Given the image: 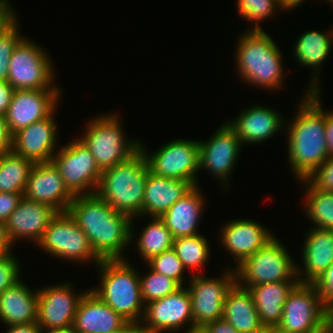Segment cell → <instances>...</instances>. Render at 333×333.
<instances>
[{
    "instance_id": "obj_46",
    "label": "cell",
    "mask_w": 333,
    "mask_h": 333,
    "mask_svg": "<svg viewBox=\"0 0 333 333\" xmlns=\"http://www.w3.org/2000/svg\"><path fill=\"white\" fill-rule=\"evenodd\" d=\"M15 242L10 234L9 228L5 221H0V247L6 253H13L12 247H14ZM12 251V252H11Z\"/></svg>"
},
{
    "instance_id": "obj_28",
    "label": "cell",
    "mask_w": 333,
    "mask_h": 333,
    "mask_svg": "<svg viewBox=\"0 0 333 333\" xmlns=\"http://www.w3.org/2000/svg\"><path fill=\"white\" fill-rule=\"evenodd\" d=\"M29 288L20 279L0 294V320L5 326L37 322L38 293Z\"/></svg>"
},
{
    "instance_id": "obj_56",
    "label": "cell",
    "mask_w": 333,
    "mask_h": 333,
    "mask_svg": "<svg viewBox=\"0 0 333 333\" xmlns=\"http://www.w3.org/2000/svg\"><path fill=\"white\" fill-rule=\"evenodd\" d=\"M327 230L331 233V235L333 236V224L330 225Z\"/></svg>"
},
{
    "instance_id": "obj_25",
    "label": "cell",
    "mask_w": 333,
    "mask_h": 333,
    "mask_svg": "<svg viewBox=\"0 0 333 333\" xmlns=\"http://www.w3.org/2000/svg\"><path fill=\"white\" fill-rule=\"evenodd\" d=\"M195 186L184 179H169L148 171L145 182L143 217H161Z\"/></svg>"
},
{
    "instance_id": "obj_41",
    "label": "cell",
    "mask_w": 333,
    "mask_h": 333,
    "mask_svg": "<svg viewBox=\"0 0 333 333\" xmlns=\"http://www.w3.org/2000/svg\"><path fill=\"white\" fill-rule=\"evenodd\" d=\"M314 285L324 305L333 300V264L321 275Z\"/></svg>"
},
{
    "instance_id": "obj_49",
    "label": "cell",
    "mask_w": 333,
    "mask_h": 333,
    "mask_svg": "<svg viewBox=\"0 0 333 333\" xmlns=\"http://www.w3.org/2000/svg\"><path fill=\"white\" fill-rule=\"evenodd\" d=\"M8 0H0V30L16 14Z\"/></svg>"
},
{
    "instance_id": "obj_12",
    "label": "cell",
    "mask_w": 333,
    "mask_h": 333,
    "mask_svg": "<svg viewBox=\"0 0 333 333\" xmlns=\"http://www.w3.org/2000/svg\"><path fill=\"white\" fill-rule=\"evenodd\" d=\"M324 312L316 286L298 283L284 303L278 326L289 333H324Z\"/></svg>"
},
{
    "instance_id": "obj_5",
    "label": "cell",
    "mask_w": 333,
    "mask_h": 333,
    "mask_svg": "<svg viewBox=\"0 0 333 333\" xmlns=\"http://www.w3.org/2000/svg\"><path fill=\"white\" fill-rule=\"evenodd\" d=\"M96 268L101 281L90 290L126 321L140 324L145 304L137 268L127 259L101 260Z\"/></svg>"
},
{
    "instance_id": "obj_40",
    "label": "cell",
    "mask_w": 333,
    "mask_h": 333,
    "mask_svg": "<svg viewBox=\"0 0 333 333\" xmlns=\"http://www.w3.org/2000/svg\"><path fill=\"white\" fill-rule=\"evenodd\" d=\"M308 180L322 191L333 192V156H329Z\"/></svg>"
},
{
    "instance_id": "obj_31",
    "label": "cell",
    "mask_w": 333,
    "mask_h": 333,
    "mask_svg": "<svg viewBox=\"0 0 333 333\" xmlns=\"http://www.w3.org/2000/svg\"><path fill=\"white\" fill-rule=\"evenodd\" d=\"M33 165L12 151L0 155V192L24 194Z\"/></svg>"
},
{
    "instance_id": "obj_37",
    "label": "cell",
    "mask_w": 333,
    "mask_h": 333,
    "mask_svg": "<svg viewBox=\"0 0 333 333\" xmlns=\"http://www.w3.org/2000/svg\"><path fill=\"white\" fill-rule=\"evenodd\" d=\"M236 6L242 19L254 22L248 30H264L259 25L260 22L277 14L275 11L280 12L278 0H237Z\"/></svg>"
},
{
    "instance_id": "obj_15",
    "label": "cell",
    "mask_w": 333,
    "mask_h": 333,
    "mask_svg": "<svg viewBox=\"0 0 333 333\" xmlns=\"http://www.w3.org/2000/svg\"><path fill=\"white\" fill-rule=\"evenodd\" d=\"M144 333H174L194 326L191 296L186 286L145 305L140 323Z\"/></svg>"
},
{
    "instance_id": "obj_38",
    "label": "cell",
    "mask_w": 333,
    "mask_h": 333,
    "mask_svg": "<svg viewBox=\"0 0 333 333\" xmlns=\"http://www.w3.org/2000/svg\"><path fill=\"white\" fill-rule=\"evenodd\" d=\"M148 266L157 273L163 274L176 281L180 286H185V271L181 260L178 258L173 248L161 254L153 256L146 262Z\"/></svg>"
},
{
    "instance_id": "obj_27",
    "label": "cell",
    "mask_w": 333,
    "mask_h": 333,
    "mask_svg": "<svg viewBox=\"0 0 333 333\" xmlns=\"http://www.w3.org/2000/svg\"><path fill=\"white\" fill-rule=\"evenodd\" d=\"M205 201L203 192L195 186L160 217L174 238L200 234L198 224L201 222Z\"/></svg>"
},
{
    "instance_id": "obj_35",
    "label": "cell",
    "mask_w": 333,
    "mask_h": 333,
    "mask_svg": "<svg viewBox=\"0 0 333 333\" xmlns=\"http://www.w3.org/2000/svg\"><path fill=\"white\" fill-rule=\"evenodd\" d=\"M148 269L150 271L145 275L139 272L140 291L145 305L161 299L181 287L173 279L155 272L150 267Z\"/></svg>"
},
{
    "instance_id": "obj_8",
    "label": "cell",
    "mask_w": 333,
    "mask_h": 333,
    "mask_svg": "<svg viewBox=\"0 0 333 333\" xmlns=\"http://www.w3.org/2000/svg\"><path fill=\"white\" fill-rule=\"evenodd\" d=\"M49 56L39 44L25 37L11 55L7 81L15 90L61 89L54 83L56 71Z\"/></svg>"
},
{
    "instance_id": "obj_52",
    "label": "cell",
    "mask_w": 333,
    "mask_h": 333,
    "mask_svg": "<svg viewBox=\"0 0 333 333\" xmlns=\"http://www.w3.org/2000/svg\"><path fill=\"white\" fill-rule=\"evenodd\" d=\"M116 333H144L140 324L128 323L122 330Z\"/></svg>"
},
{
    "instance_id": "obj_21",
    "label": "cell",
    "mask_w": 333,
    "mask_h": 333,
    "mask_svg": "<svg viewBox=\"0 0 333 333\" xmlns=\"http://www.w3.org/2000/svg\"><path fill=\"white\" fill-rule=\"evenodd\" d=\"M282 118L274 108L254 104L227 122L235 130L243 145L247 143L252 145L271 139L280 130L284 131L282 129L286 121Z\"/></svg>"
},
{
    "instance_id": "obj_14",
    "label": "cell",
    "mask_w": 333,
    "mask_h": 333,
    "mask_svg": "<svg viewBox=\"0 0 333 333\" xmlns=\"http://www.w3.org/2000/svg\"><path fill=\"white\" fill-rule=\"evenodd\" d=\"M243 144L235 130L224 122L208 140H199V170L208 171L229 189L228 181L239 159ZM230 176V177H229ZM228 185V186H227Z\"/></svg>"
},
{
    "instance_id": "obj_29",
    "label": "cell",
    "mask_w": 333,
    "mask_h": 333,
    "mask_svg": "<svg viewBox=\"0 0 333 333\" xmlns=\"http://www.w3.org/2000/svg\"><path fill=\"white\" fill-rule=\"evenodd\" d=\"M222 318L239 333H262L264 329L252 295L237 283L227 293Z\"/></svg>"
},
{
    "instance_id": "obj_20",
    "label": "cell",
    "mask_w": 333,
    "mask_h": 333,
    "mask_svg": "<svg viewBox=\"0 0 333 333\" xmlns=\"http://www.w3.org/2000/svg\"><path fill=\"white\" fill-rule=\"evenodd\" d=\"M55 114L53 112L13 134L11 151L33 163L50 162L58 143Z\"/></svg>"
},
{
    "instance_id": "obj_55",
    "label": "cell",
    "mask_w": 333,
    "mask_h": 333,
    "mask_svg": "<svg viewBox=\"0 0 333 333\" xmlns=\"http://www.w3.org/2000/svg\"><path fill=\"white\" fill-rule=\"evenodd\" d=\"M47 333H78L72 326L64 329H57Z\"/></svg>"
},
{
    "instance_id": "obj_1",
    "label": "cell",
    "mask_w": 333,
    "mask_h": 333,
    "mask_svg": "<svg viewBox=\"0 0 333 333\" xmlns=\"http://www.w3.org/2000/svg\"><path fill=\"white\" fill-rule=\"evenodd\" d=\"M68 212L101 260L125 259L124 250L135 237L133 219L116 212L96 193L75 195Z\"/></svg>"
},
{
    "instance_id": "obj_48",
    "label": "cell",
    "mask_w": 333,
    "mask_h": 333,
    "mask_svg": "<svg viewBox=\"0 0 333 333\" xmlns=\"http://www.w3.org/2000/svg\"><path fill=\"white\" fill-rule=\"evenodd\" d=\"M325 139L328 155L333 156V111H326Z\"/></svg>"
},
{
    "instance_id": "obj_10",
    "label": "cell",
    "mask_w": 333,
    "mask_h": 333,
    "mask_svg": "<svg viewBox=\"0 0 333 333\" xmlns=\"http://www.w3.org/2000/svg\"><path fill=\"white\" fill-rule=\"evenodd\" d=\"M142 144L143 141L140 142V150L147 160L150 172L169 179H184L194 186L199 185V141L173 139L161 145L154 153L149 152L147 146Z\"/></svg>"
},
{
    "instance_id": "obj_54",
    "label": "cell",
    "mask_w": 333,
    "mask_h": 333,
    "mask_svg": "<svg viewBox=\"0 0 333 333\" xmlns=\"http://www.w3.org/2000/svg\"><path fill=\"white\" fill-rule=\"evenodd\" d=\"M184 333H207L204 326H192L187 327V331Z\"/></svg>"
},
{
    "instance_id": "obj_43",
    "label": "cell",
    "mask_w": 333,
    "mask_h": 333,
    "mask_svg": "<svg viewBox=\"0 0 333 333\" xmlns=\"http://www.w3.org/2000/svg\"><path fill=\"white\" fill-rule=\"evenodd\" d=\"M12 136L5 115L0 114V155L11 152Z\"/></svg>"
},
{
    "instance_id": "obj_13",
    "label": "cell",
    "mask_w": 333,
    "mask_h": 333,
    "mask_svg": "<svg viewBox=\"0 0 333 333\" xmlns=\"http://www.w3.org/2000/svg\"><path fill=\"white\" fill-rule=\"evenodd\" d=\"M218 278L203 273L190 275L187 287L191 296L194 326H205L223 316V304L228 291L236 283L235 269L229 268Z\"/></svg>"
},
{
    "instance_id": "obj_26",
    "label": "cell",
    "mask_w": 333,
    "mask_h": 333,
    "mask_svg": "<svg viewBox=\"0 0 333 333\" xmlns=\"http://www.w3.org/2000/svg\"><path fill=\"white\" fill-rule=\"evenodd\" d=\"M329 33L318 30L307 29L297 41L294 43L293 58L296 59L300 66L312 68L313 74L311 81L305 92H320V69L321 65L327 61V58L332 50L333 29Z\"/></svg>"
},
{
    "instance_id": "obj_23",
    "label": "cell",
    "mask_w": 333,
    "mask_h": 333,
    "mask_svg": "<svg viewBox=\"0 0 333 333\" xmlns=\"http://www.w3.org/2000/svg\"><path fill=\"white\" fill-rule=\"evenodd\" d=\"M303 243V266L297 265V277L299 283L314 284L333 264V236L325 228L313 227L308 230Z\"/></svg>"
},
{
    "instance_id": "obj_24",
    "label": "cell",
    "mask_w": 333,
    "mask_h": 333,
    "mask_svg": "<svg viewBox=\"0 0 333 333\" xmlns=\"http://www.w3.org/2000/svg\"><path fill=\"white\" fill-rule=\"evenodd\" d=\"M56 213L44 203L23 197L6 221L14 242L29 239L37 245Z\"/></svg>"
},
{
    "instance_id": "obj_33",
    "label": "cell",
    "mask_w": 333,
    "mask_h": 333,
    "mask_svg": "<svg viewBox=\"0 0 333 333\" xmlns=\"http://www.w3.org/2000/svg\"><path fill=\"white\" fill-rule=\"evenodd\" d=\"M153 220L142 229L136 239L137 251L145 262L153 256L173 248L174 237L160 217H152Z\"/></svg>"
},
{
    "instance_id": "obj_58",
    "label": "cell",
    "mask_w": 333,
    "mask_h": 333,
    "mask_svg": "<svg viewBox=\"0 0 333 333\" xmlns=\"http://www.w3.org/2000/svg\"><path fill=\"white\" fill-rule=\"evenodd\" d=\"M325 1L329 2V4H330V2L333 4V0H325Z\"/></svg>"
},
{
    "instance_id": "obj_17",
    "label": "cell",
    "mask_w": 333,
    "mask_h": 333,
    "mask_svg": "<svg viewBox=\"0 0 333 333\" xmlns=\"http://www.w3.org/2000/svg\"><path fill=\"white\" fill-rule=\"evenodd\" d=\"M60 94V89L15 90L5 114L10 133L13 135L57 111Z\"/></svg>"
},
{
    "instance_id": "obj_19",
    "label": "cell",
    "mask_w": 333,
    "mask_h": 333,
    "mask_svg": "<svg viewBox=\"0 0 333 333\" xmlns=\"http://www.w3.org/2000/svg\"><path fill=\"white\" fill-rule=\"evenodd\" d=\"M219 231V243L231 253L236 267L256 251L263 248L273 237L272 231L258 221L251 219L229 220Z\"/></svg>"
},
{
    "instance_id": "obj_16",
    "label": "cell",
    "mask_w": 333,
    "mask_h": 333,
    "mask_svg": "<svg viewBox=\"0 0 333 333\" xmlns=\"http://www.w3.org/2000/svg\"><path fill=\"white\" fill-rule=\"evenodd\" d=\"M69 282L38 288L37 323L43 333L73 325L77 307L88 291L76 293Z\"/></svg>"
},
{
    "instance_id": "obj_32",
    "label": "cell",
    "mask_w": 333,
    "mask_h": 333,
    "mask_svg": "<svg viewBox=\"0 0 333 333\" xmlns=\"http://www.w3.org/2000/svg\"><path fill=\"white\" fill-rule=\"evenodd\" d=\"M300 184L306 190L303 198L305 217L313 223V227L327 229L333 224V192L316 188L308 179L300 180Z\"/></svg>"
},
{
    "instance_id": "obj_2",
    "label": "cell",
    "mask_w": 333,
    "mask_h": 333,
    "mask_svg": "<svg viewBox=\"0 0 333 333\" xmlns=\"http://www.w3.org/2000/svg\"><path fill=\"white\" fill-rule=\"evenodd\" d=\"M320 92H306L291 122L287 121L288 163L300 181L308 179L329 157L325 139L326 111Z\"/></svg>"
},
{
    "instance_id": "obj_50",
    "label": "cell",
    "mask_w": 333,
    "mask_h": 333,
    "mask_svg": "<svg viewBox=\"0 0 333 333\" xmlns=\"http://www.w3.org/2000/svg\"><path fill=\"white\" fill-rule=\"evenodd\" d=\"M324 333H333V300L325 304Z\"/></svg>"
},
{
    "instance_id": "obj_34",
    "label": "cell",
    "mask_w": 333,
    "mask_h": 333,
    "mask_svg": "<svg viewBox=\"0 0 333 333\" xmlns=\"http://www.w3.org/2000/svg\"><path fill=\"white\" fill-rule=\"evenodd\" d=\"M210 243L202 234L174 238L173 249L187 270L199 269L209 262ZM210 251V252H209Z\"/></svg>"
},
{
    "instance_id": "obj_44",
    "label": "cell",
    "mask_w": 333,
    "mask_h": 333,
    "mask_svg": "<svg viewBox=\"0 0 333 333\" xmlns=\"http://www.w3.org/2000/svg\"><path fill=\"white\" fill-rule=\"evenodd\" d=\"M15 89L8 81H0V114L5 115Z\"/></svg>"
},
{
    "instance_id": "obj_6",
    "label": "cell",
    "mask_w": 333,
    "mask_h": 333,
    "mask_svg": "<svg viewBox=\"0 0 333 333\" xmlns=\"http://www.w3.org/2000/svg\"><path fill=\"white\" fill-rule=\"evenodd\" d=\"M120 120L117 113L92 117L83 136L78 137L101 171L128 160L140 150V140L127 139Z\"/></svg>"
},
{
    "instance_id": "obj_3",
    "label": "cell",
    "mask_w": 333,
    "mask_h": 333,
    "mask_svg": "<svg viewBox=\"0 0 333 333\" xmlns=\"http://www.w3.org/2000/svg\"><path fill=\"white\" fill-rule=\"evenodd\" d=\"M237 40L235 60L239 78L253 87L280 90L285 67L276 41L265 30H247Z\"/></svg>"
},
{
    "instance_id": "obj_53",
    "label": "cell",
    "mask_w": 333,
    "mask_h": 333,
    "mask_svg": "<svg viewBox=\"0 0 333 333\" xmlns=\"http://www.w3.org/2000/svg\"><path fill=\"white\" fill-rule=\"evenodd\" d=\"M262 333H289V332L285 331L279 326H271L264 328Z\"/></svg>"
},
{
    "instance_id": "obj_7",
    "label": "cell",
    "mask_w": 333,
    "mask_h": 333,
    "mask_svg": "<svg viewBox=\"0 0 333 333\" xmlns=\"http://www.w3.org/2000/svg\"><path fill=\"white\" fill-rule=\"evenodd\" d=\"M278 237H273L240 265L234 267L236 283L243 288L273 283L299 282L297 264Z\"/></svg>"
},
{
    "instance_id": "obj_9",
    "label": "cell",
    "mask_w": 333,
    "mask_h": 333,
    "mask_svg": "<svg viewBox=\"0 0 333 333\" xmlns=\"http://www.w3.org/2000/svg\"><path fill=\"white\" fill-rule=\"evenodd\" d=\"M37 246L60 260L82 264L93 261L95 266L101 262L88 237L68 211L55 214Z\"/></svg>"
},
{
    "instance_id": "obj_11",
    "label": "cell",
    "mask_w": 333,
    "mask_h": 333,
    "mask_svg": "<svg viewBox=\"0 0 333 333\" xmlns=\"http://www.w3.org/2000/svg\"><path fill=\"white\" fill-rule=\"evenodd\" d=\"M62 146L51 161L58 168L65 186L74 196L94 194L102 171L89 149L79 138Z\"/></svg>"
},
{
    "instance_id": "obj_39",
    "label": "cell",
    "mask_w": 333,
    "mask_h": 333,
    "mask_svg": "<svg viewBox=\"0 0 333 333\" xmlns=\"http://www.w3.org/2000/svg\"><path fill=\"white\" fill-rule=\"evenodd\" d=\"M12 254L6 253L0 258V294L21 278V265L19 260Z\"/></svg>"
},
{
    "instance_id": "obj_30",
    "label": "cell",
    "mask_w": 333,
    "mask_h": 333,
    "mask_svg": "<svg viewBox=\"0 0 333 333\" xmlns=\"http://www.w3.org/2000/svg\"><path fill=\"white\" fill-rule=\"evenodd\" d=\"M299 282H273L263 283L250 288L254 305L259 314V319L264 328L278 326L283 306L289 293Z\"/></svg>"
},
{
    "instance_id": "obj_47",
    "label": "cell",
    "mask_w": 333,
    "mask_h": 333,
    "mask_svg": "<svg viewBox=\"0 0 333 333\" xmlns=\"http://www.w3.org/2000/svg\"><path fill=\"white\" fill-rule=\"evenodd\" d=\"M5 333H43L37 322L8 325Z\"/></svg>"
},
{
    "instance_id": "obj_42",
    "label": "cell",
    "mask_w": 333,
    "mask_h": 333,
    "mask_svg": "<svg viewBox=\"0 0 333 333\" xmlns=\"http://www.w3.org/2000/svg\"><path fill=\"white\" fill-rule=\"evenodd\" d=\"M22 198L23 194L0 192V221H7Z\"/></svg>"
},
{
    "instance_id": "obj_57",
    "label": "cell",
    "mask_w": 333,
    "mask_h": 333,
    "mask_svg": "<svg viewBox=\"0 0 333 333\" xmlns=\"http://www.w3.org/2000/svg\"><path fill=\"white\" fill-rule=\"evenodd\" d=\"M6 252L0 247V258H2Z\"/></svg>"
},
{
    "instance_id": "obj_22",
    "label": "cell",
    "mask_w": 333,
    "mask_h": 333,
    "mask_svg": "<svg viewBox=\"0 0 333 333\" xmlns=\"http://www.w3.org/2000/svg\"><path fill=\"white\" fill-rule=\"evenodd\" d=\"M128 323L89 289L79 302L72 327L78 333H116Z\"/></svg>"
},
{
    "instance_id": "obj_45",
    "label": "cell",
    "mask_w": 333,
    "mask_h": 333,
    "mask_svg": "<svg viewBox=\"0 0 333 333\" xmlns=\"http://www.w3.org/2000/svg\"><path fill=\"white\" fill-rule=\"evenodd\" d=\"M204 327L207 333H239L223 318L210 322Z\"/></svg>"
},
{
    "instance_id": "obj_36",
    "label": "cell",
    "mask_w": 333,
    "mask_h": 333,
    "mask_svg": "<svg viewBox=\"0 0 333 333\" xmlns=\"http://www.w3.org/2000/svg\"><path fill=\"white\" fill-rule=\"evenodd\" d=\"M17 13L0 30V81H7L9 61L16 46L25 38L19 32Z\"/></svg>"
},
{
    "instance_id": "obj_51",
    "label": "cell",
    "mask_w": 333,
    "mask_h": 333,
    "mask_svg": "<svg viewBox=\"0 0 333 333\" xmlns=\"http://www.w3.org/2000/svg\"><path fill=\"white\" fill-rule=\"evenodd\" d=\"M304 0H278L280 12L281 9L284 11H289L292 8H296L302 4Z\"/></svg>"
},
{
    "instance_id": "obj_4",
    "label": "cell",
    "mask_w": 333,
    "mask_h": 333,
    "mask_svg": "<svg viewBox=\"0 0 333 333\" xmlns=\"http://www.w3.org/2000/svg\"><path fill=\"white\" fill-rule=\"evenodd\" d=\"M149 167L139 150L128 160L102 170L96 194L116 212L131 219L143 217L145 182Z\"/></svg>"
},
{
    "instance_id": "obj_18",
    "label": "cell",
    "mask_w": 333,
    "mask_h": 333,
    "mask_svg": "<svg viewBox=\"0 0 333 333\" xmlns=\"http://www.w3.org/2000/svg\"><path fill=\"white\" fill-rule=\"evenodd\" d=\"M23 197L44 203L57 212H67L74 195L65 186L58 168L50 161L34 163Z\"/></svg>"
}]
</instances>
